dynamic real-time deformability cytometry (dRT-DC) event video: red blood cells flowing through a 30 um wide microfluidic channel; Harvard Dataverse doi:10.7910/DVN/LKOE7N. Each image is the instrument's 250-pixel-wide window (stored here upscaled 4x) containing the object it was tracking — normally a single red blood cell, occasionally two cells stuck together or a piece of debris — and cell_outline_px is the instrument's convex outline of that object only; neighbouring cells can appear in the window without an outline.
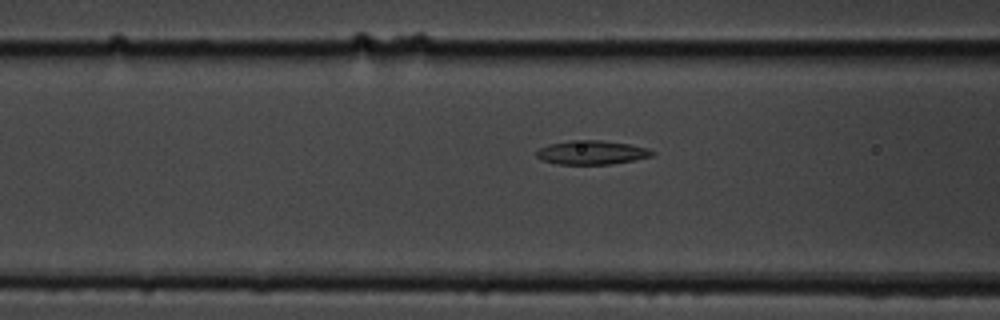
{"species": "common noctule bat (a hibernating species)", "species_latin": "Nyctalus noctula", "temperature_condition": "cold", "stored_images_in_passage": 17, "camera_frame_rate_fps": 3000, "um_per_image_px": 0.085, "animal": {"sex": "male", "body_mass_g": 19.5, "forearm_length_mm": 54.6}, "frame": {"image": 1, "passage_image": 15, "time_ms": 4.667, "image_size_px": [1000, 320], "cell_outline_px": [[656, 152], [652, 156], [612, 164], [556, 164], [544, 160], [536, 156], [536, 152], [540, 148], [548, 144], [572, 140], [600, 140], [628, 144], [648, 148]], "centroid_in_image_um": [50.3, 12.96], "position_along_channel_um": 116.3, "area_um2": 16.01}}